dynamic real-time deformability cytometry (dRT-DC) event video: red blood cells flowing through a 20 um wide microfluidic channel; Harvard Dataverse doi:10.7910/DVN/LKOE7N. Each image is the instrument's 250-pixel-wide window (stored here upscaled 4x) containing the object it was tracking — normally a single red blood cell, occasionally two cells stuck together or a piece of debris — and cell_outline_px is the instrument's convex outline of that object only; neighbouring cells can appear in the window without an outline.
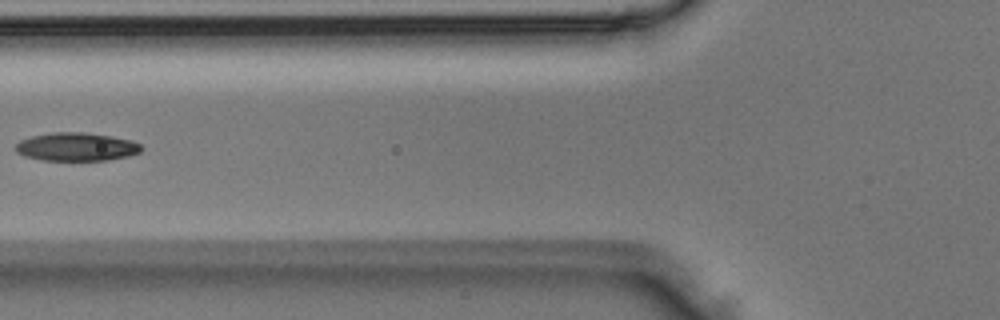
{"species": "Egyptian fruit bat (a non-hibernating species)", "species_latin": "Rousettus aegyptiacus", "temperature_condition": "room temperature", "stored_images_in_passage": 3, "camera_frame_rate_fps": 3000, "um_per_image_px": 0.085, "animal": {"sex": "male"}, "frame": {"image": 1, "passage_image": 2, "time_ms": 0.333, "image_size_px": [1000, 320], "cell_outline_px": [[144, 148], [140, 152], [128, 156], [108, 160], [44, 160], [24, 156], [16, 152], [12, 148], [20, 140], [32, 136], [52, 132], [84, 132], [112, 136], [132, 140], [140, 144]], "centroid_in_image_um": [6.49, 12.47], "position_along_channel_um": 119.3, "area_um2": 20.92}}
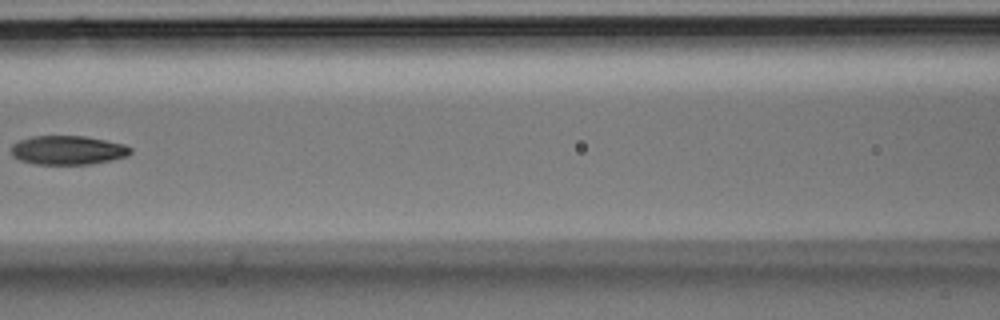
{"frame": {"image": 2, "passage_image": 3, "time_ms": 0.667, "image_size_px": [1000, 320], "cell_outline_px": [[132, 152], [128, 156], [112, 160], [88, 164], [36, 164], [20, 160], [12, 156], [12, 144], [20, 140], [32, 136], [84, 136], [124, 144], [132, 148]], "centroid_in_image_um": [5.78, 12.76], "position_along_channel_um": 160.8, "area_um2": 20.11}}